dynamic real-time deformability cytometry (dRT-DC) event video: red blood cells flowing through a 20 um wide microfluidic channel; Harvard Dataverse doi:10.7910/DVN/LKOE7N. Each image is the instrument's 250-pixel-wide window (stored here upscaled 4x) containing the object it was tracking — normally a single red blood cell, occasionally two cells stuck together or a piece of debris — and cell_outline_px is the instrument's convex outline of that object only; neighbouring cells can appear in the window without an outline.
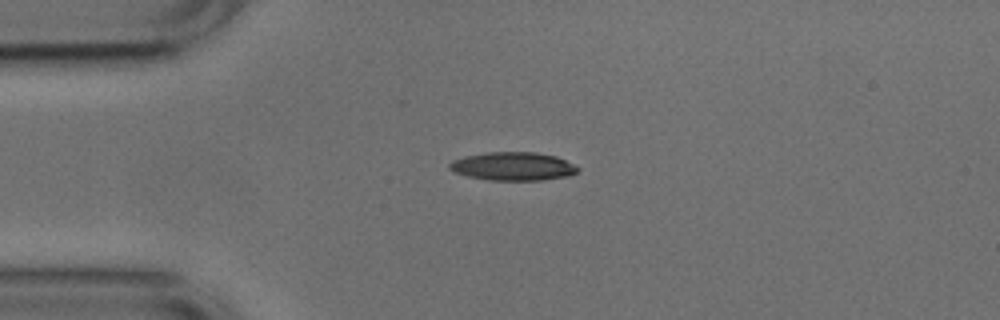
{"species": "common noctule bat (a hibernating species)", "species_latin": "Nyctalus noctula", "temperature_condition": "cold", "stored_images_in_passage": 37, "camera_frame_rate_fps": 3000, "um_per_image_px": 0.085, "animal": {"sex": "male", "body_mass_g": 17.9, "forearm_length_mm": 54.2}, "frame": {"image": 1, "passage_image": 1, "time_ms": 0.0, "image_size_px": [1000, 320], "cell_outline_px": [[580, 168], [576, 172], [568, 176], [540, 180], [488, 180], [468, 176], [456, 172], [448, 168], [448, 164], [452, 160], [464, 156], [488, 152], [536, 152], [556, 156]], "centroid_in_image_um": [43.58, 14.13], "position_along_channel_um": 41.4, "area_um2": 21.1}}
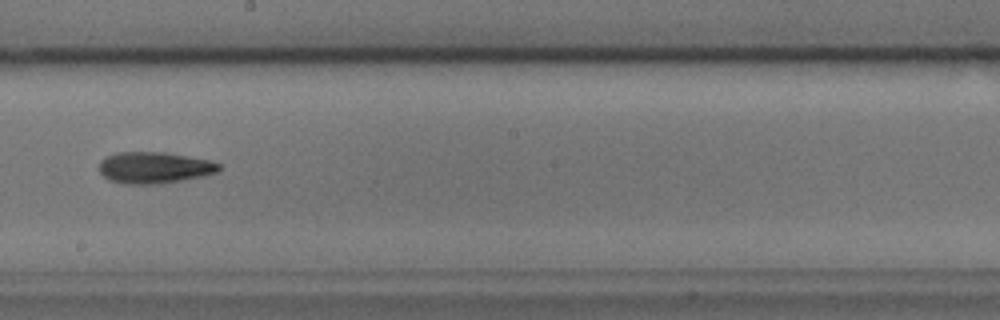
{"frame": {"image": 2, "passage_image": 18, "time_ms": 5.667, "image_size_px": [1000, 320], "cell_outline_px": [[220, 172], [204, 176], [180, 180], [152, 184], [128, 184], [108, 180], [100, 172], [100, 160], [104, 156], [116, 152], [164, 152], [188, 156], [208, 160], [220, 164]], "centroid_in_image_um": [13.1, 14.24], "position_along_channel_um": 235.1, "area_um2": 21.96}}
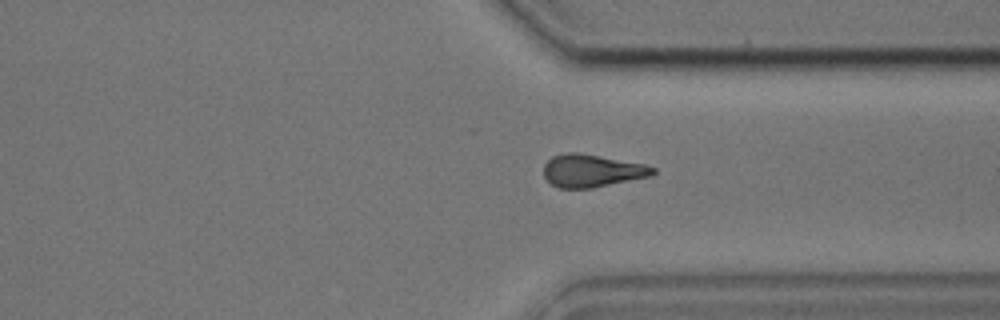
{"frame": {"image": 3, "passage_image": 28, "time_ms": 9.0, "image_size_px": [1000, 320], "cell_outline_px": [[656, 172], [652, 176], [592, 188], [560, 188], [552, 184], [544, 176], [544, 164], [552, 156], [568, 152], [580, 152], [644, 164], [656, 168]], "centroid_in_image_um": [50.33, 14.5], "position_along_channel_um": 361.1, "area_um2": 20.87}}